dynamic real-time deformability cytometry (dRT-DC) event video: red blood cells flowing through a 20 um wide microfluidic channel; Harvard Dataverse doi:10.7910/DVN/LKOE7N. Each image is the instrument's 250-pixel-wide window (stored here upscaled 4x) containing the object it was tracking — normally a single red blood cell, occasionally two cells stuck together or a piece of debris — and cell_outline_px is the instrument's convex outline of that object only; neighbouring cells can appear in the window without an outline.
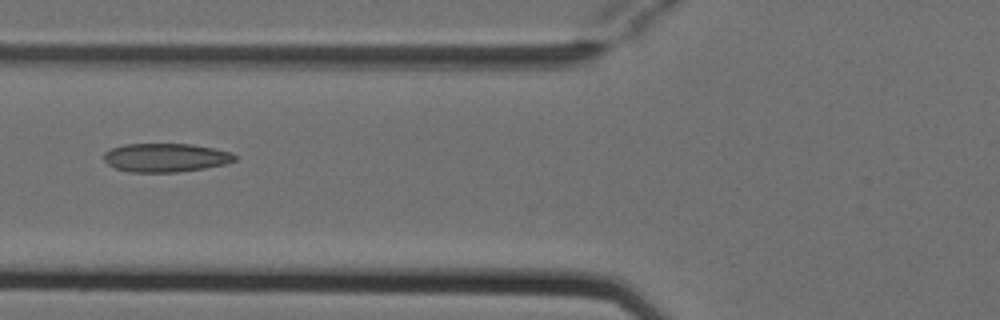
{"species": "Egyptian fruit bat (a non-hibernating species)", "species_latin": "Rousettus aegyptiacus", "temperature_condition": "cold", "stored_images_in_passage": 6, "camera_frame_rate_fps": 3000, "um_per_image_px": 0.085, "animal": {"sex": "female"}, "frame": {"image": 1, "passage_image": 5, "time_ms": 1.333, "image_size_px": [1000, 320], "cell_outline_px": [[236, 160], [228, 164], [204, 168], [176, 172], [128, 172], [116, 168], [108, 164], [104, 160], [104, 152], [112, 148], [124, 144], [192, 144], [212, 148], [228, 152], [236, 156]], "centroid_in_image_um": [14.07, 13.4], "position_along_channel_um": 111.7, "area_um2": 21.79}}
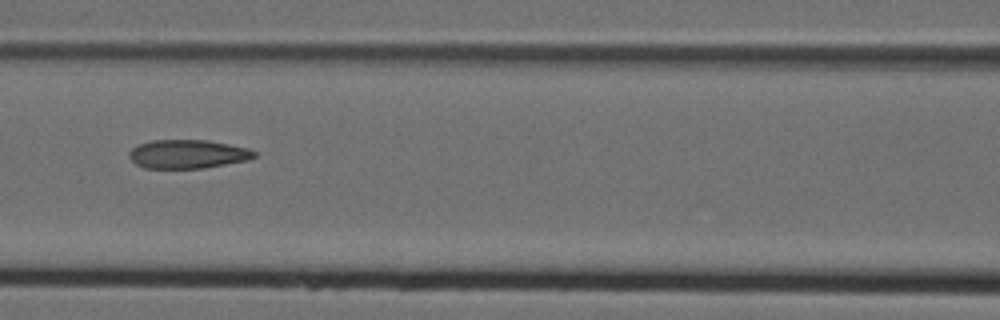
{"frame": {"image": 2, "passage_image": 6, "time_ms": 1.667, "image_size_px": [1000, 320], "cell_outline_px": [[256, 156], [248, 160], [204, 168], [144, 168], [136, 164], [128, 156], [128, 152], [132, 148], [140, 144], [152, 140], [208, 140], [248, 148], [256, 152]], "centroid_in_image_um": [15.95, 13.1], "position_along_channel_um": 150.7, "area_um2": 20.92}}